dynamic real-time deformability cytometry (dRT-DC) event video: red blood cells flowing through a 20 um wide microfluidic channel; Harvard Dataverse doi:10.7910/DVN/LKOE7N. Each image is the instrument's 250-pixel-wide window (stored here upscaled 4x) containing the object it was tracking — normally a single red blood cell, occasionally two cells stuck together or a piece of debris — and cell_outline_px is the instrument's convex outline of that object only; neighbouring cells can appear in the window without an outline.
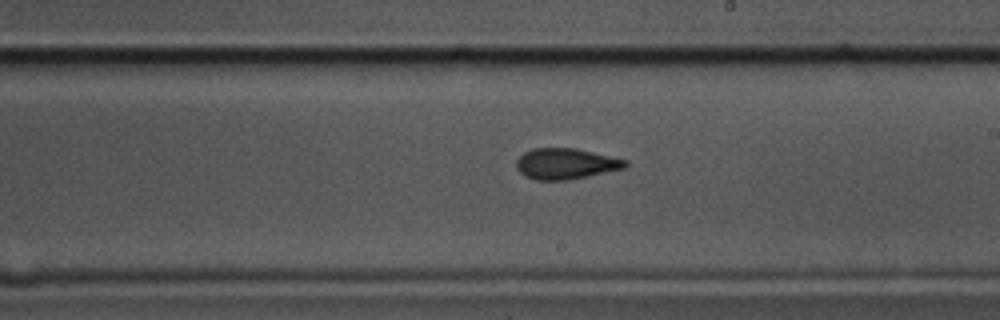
{"species": "common noctule bat (a hibernating species)", "species_latin": "Nyctalus noctula", "temperature_condition": "cold", "stored_images_in_passage": 42, "camera_frame_rate_fps": 3000, "um_per_image_px": 0.085, "animal": {"sex": "male", "body_mass_g": 17.5, "forearm_length_mm": 52.3}, "frame": {"image": 1, "passage_image": 17, "time_ms": 5.333, "image_size_px": [1000, 320], "cell_outline_px": [[628, 168], [568, 180], [536, 180], [524, 176], [516, 168], [516, 160], [524, 152], [532, 148], [576, 148], [628, 160]], "centroid_in_image_um": [48.11, 13.92], "position_along_channel_um": 240.9, "area_um2": 19.83}}
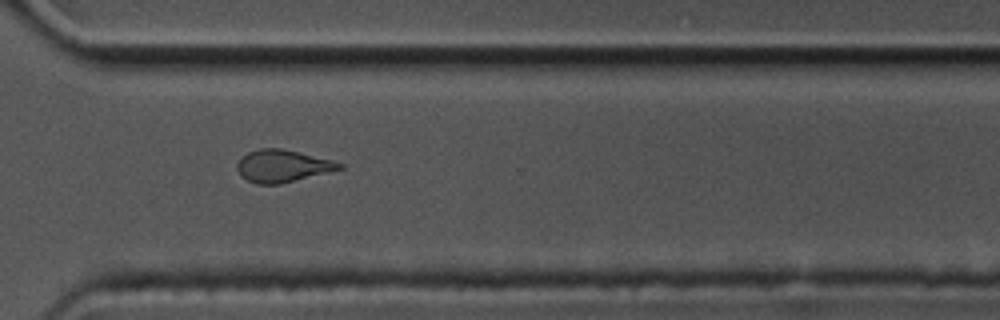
{"frame": {"image": 2, "passage_image": 26, "time_ms": 8.333, "image_size_px": [1000, 320], "cell_outline_px": [[344, 168], [280, 184], [256, 184], [240, 176], [236, 168], [236, 164], [248, 152], [260, 148], [280, 148], [332, 160], [344, 164]], "centroid_in_image_um": [23.99, 14.11], "position_along_channel_um": 346.6, "area_um2": 19.07}}
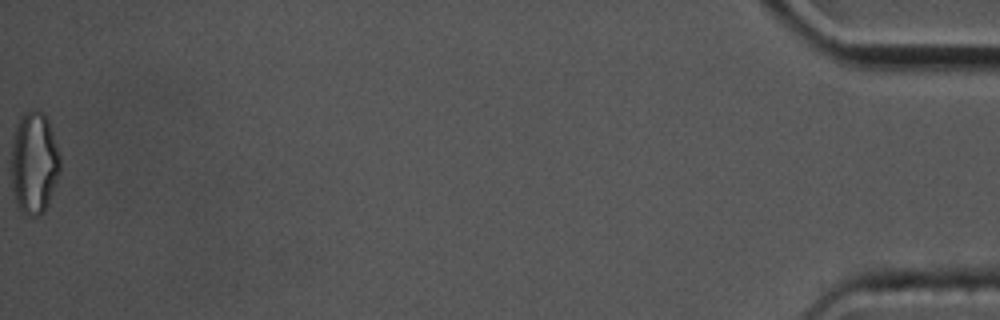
{"frame": {"image": 3, "passage_image": 42, "time_ms": 13.667, "image_size_px": [1000, 320], "cell_outline_px": [[60, 172], [56, 184], [44, 212], [40, 216], [28, 216], [16, 204], [12, 188], [12, 136], [16, 124], [20, 116], [24, 112], [32, 108], [36, 108], [44, 112], [48, 120], [60, 156]], "centroid_in_image_um": [2.9, 13.81], "position_along_channel_um": 432.3, "area_um2": 29.42}, "authors_computed_cell_mechanics": {"area_um2": 19.9699, "velocity_mm_per_s": 3.5206, "shape_relaxation_time_tau1_ms": 3.4917, "shape_relaxation_time_tau2_ms": 2.0856, "deformation_change_tau1": 0.1431, "deformation_change_tau2": 0.0951}}